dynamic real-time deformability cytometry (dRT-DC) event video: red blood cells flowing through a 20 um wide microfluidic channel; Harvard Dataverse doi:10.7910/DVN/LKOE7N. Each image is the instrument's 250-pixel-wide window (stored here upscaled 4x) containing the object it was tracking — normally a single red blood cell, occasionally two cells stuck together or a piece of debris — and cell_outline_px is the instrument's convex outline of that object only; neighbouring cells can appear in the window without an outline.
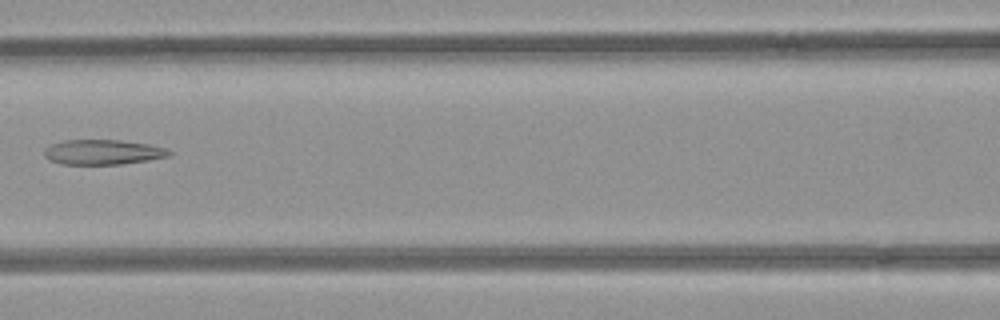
{"species": "common noctule bat (a hibernating species)", "species_latin": "Nyctalus noctula", "temperature_condition": "room temperature", "stored_images_in_passage": 4, "camera_frame_rate_fps": 3000, "um_per_image_px": 0.085, "animal": {"sex": "female", "body_mass_g": 21.9}, "frame": {"image": 1, "passage_image": 3, "time_ms": 0.667, "image_size_px": [1000, 320], "cell_outline_px": [[172, 152], [168, 156], [148, 160], [120, 164], [60, 164], [48, 160], [44, 156], [44, 148], [52, 144], [64, 140], [120, 140], [148, 144], [168, 148]], "centroid_in_image_um": [8.72, 12.93], "position_along_channel_um": 157.9, "area_um2": 18.21}}
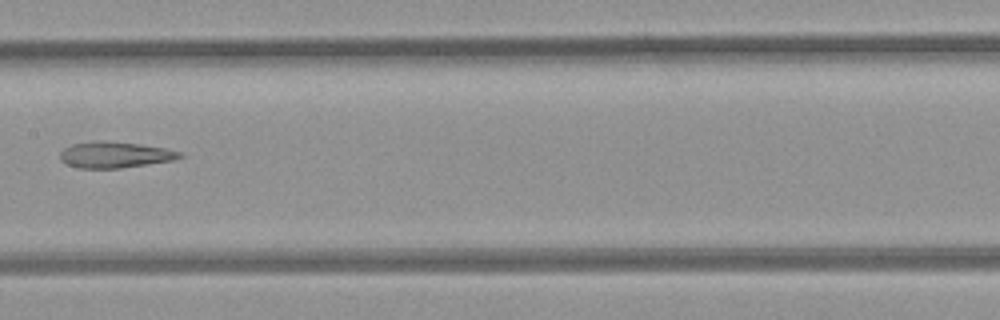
{"frame": {"image": 2, "passage_image": 4, "time_ms": 1.0, "image_size_px": [1000, 320], "cell_outline_px": [[184, 156], [172, 160], [120, 168], [80, 168], [68, 164], [60, 160], [60, 152], [64, 148], [72, 144], [140, 144], [164, 148], [184, 152]], "centroid_in_image_um": [9.82, 13.21], "position_along_channel_um": 197.6, "area_um2": 17.11}}